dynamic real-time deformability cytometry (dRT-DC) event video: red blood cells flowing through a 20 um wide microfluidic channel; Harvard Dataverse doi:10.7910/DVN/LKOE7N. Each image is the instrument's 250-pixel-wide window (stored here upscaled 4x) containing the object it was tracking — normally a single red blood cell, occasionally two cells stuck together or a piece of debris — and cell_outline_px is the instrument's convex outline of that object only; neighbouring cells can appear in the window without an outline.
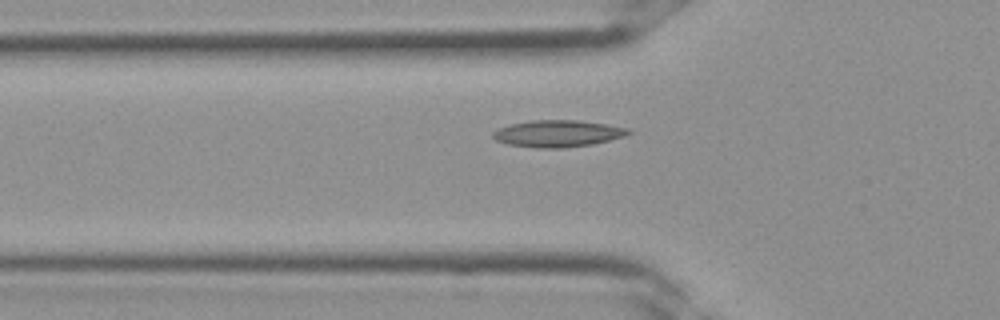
{"species": "Egyptian fruit bat (a non-hibernating species)", "species_latin": "Rousettus aegyptiacus", "temperature_condition": "room temperature", "stored_images_in_passage": 24, "camera_frame_rate_fps": 3000, "um_per_image_px": 0.085, "frame": {"image": 1, "passage_image": 2, "time_ms": 0.333, "image_size_px": [1000, 320], "cell_outline_px": [[632, 132], [624, 136], [592, 144], [564, 148], [536, 148], [508, 144], [496, 140], [492, 136], [492, 132], [508, 124], [532, 120], [580, 120], [628, 128]], "centroid_in_image_um": [47.38, 11.35], "position_along_channel_um": 78.4, "area_um2": 21.1}}
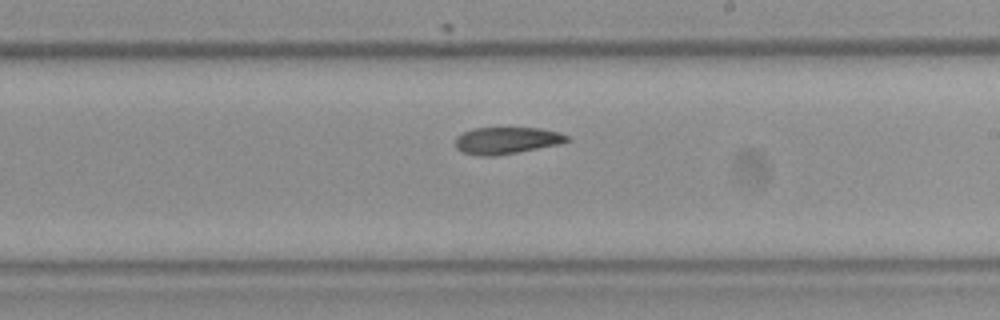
{"frame": {"image": 2, "passage_image": 11, "time_ms": 3.333, "image_size_px": [1000, 320], "cell_outline_px": [[572, 140], [560, 144], [516, 152], [492, 156], [480, 156], [460, 152], [456, 148], [456, 136], [472, 128], [540, 128], [560, 132], [568, 136]], "centroid_in_image_um": [43.06, 11.94], "position_along_channel_um": 245.9, "area_um2": 17.51}}
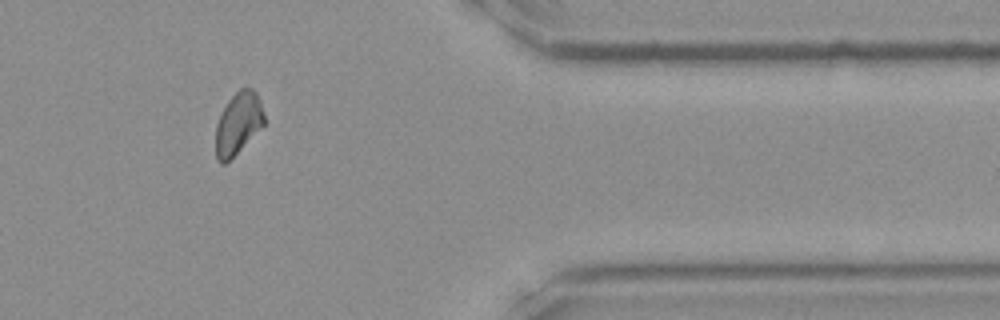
{"frame": {"image": 3, "passage_image": 20, "time_ms": 6.333, "image_size_px": [1000, 320], "cell_outline_px": [[264, 124], [224, 164], [220, 164], [216, 160], [216, 124], [220, 112], [228, 100], [240, 88], [252, 88], [256, 92], [260, 100], [264, 116]], "centroid_in_image_um": [20.21, 10.46], "position_along_channel_um": 391.2, "area_um2": 17.22}}